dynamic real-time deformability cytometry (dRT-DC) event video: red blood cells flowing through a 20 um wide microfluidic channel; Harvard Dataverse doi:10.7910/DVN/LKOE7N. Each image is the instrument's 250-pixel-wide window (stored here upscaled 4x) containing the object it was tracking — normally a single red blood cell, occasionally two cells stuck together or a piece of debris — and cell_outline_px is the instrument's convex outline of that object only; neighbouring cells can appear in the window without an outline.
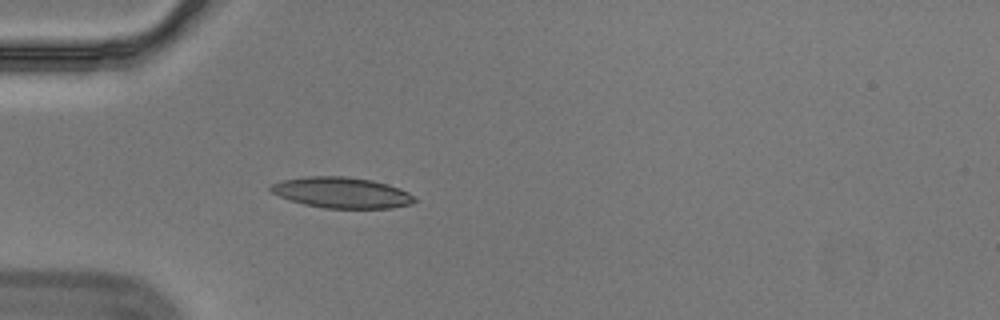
{"species": "Egyptian fruit bat (a non-hibernating species)", "species_latin": "Rousettus aegyptiacus", "temperature_condition": "cold", "stored_images_in_passage": 41, "camera_frame_rate_fps": 3000, "um_per_image_px": 0.085, "animal": {"sex": "male"}, "frame": {"image": 1, "passage_image": 1, "time_ms": 0.0, "image_size_px": [1000, 320], "cell_outline_px": [[416, 200], [412, 204], [392, 208], [324, 208], [304, 204], [280, 196], [272, 192], [268, 188], [272, 184], [284, 180], [308, 176], [344, 176], [372, 180], [388, 184], [400, 188], [408, 192]], "centroid_in_image_um": [29.07, 16.37], "position_along_channel_um": 55.9, "area_um2": 25.66}}
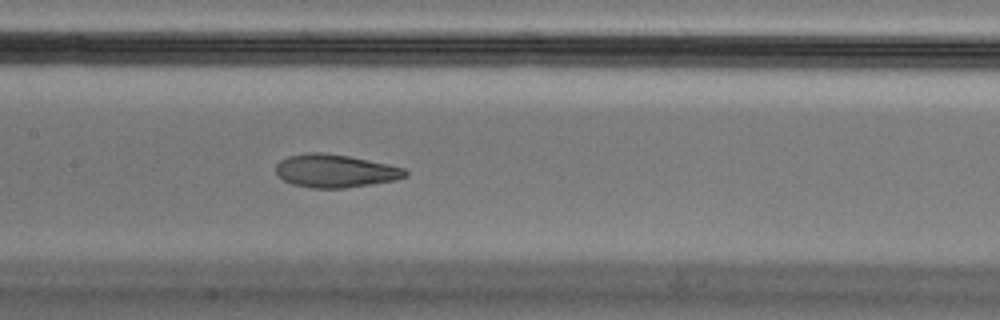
{"frame": {"image": 2, "passage_image": 12, "time_ms": 3.667, "image_size_px": [1000, 320], "cell_outline_px": [[408, 176], [396, 180], [344, 188], [312, 188], [292, 184], [284, 180], [276, 172], [276, 164], [280, 160], [288, 156], [304, 152], [324, 152], [348, 156], [388, 164], [404, 168], [408, 172]], "centroid_in_image_um": [28.49, 14.52], "position_along_channel_um": 178.9, "area_um2": 24.97}}
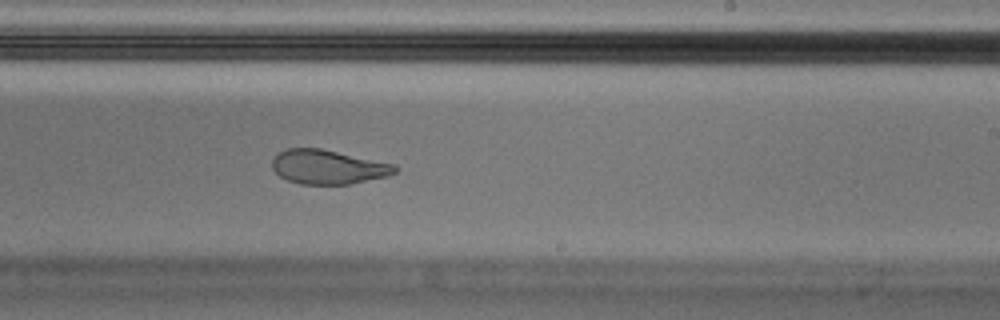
{"frame": {"image": 3, "passage_image": 19, "time_ms": 6.0, "image_size_px": [1000, 320], "cell_outline_px": [[396, 172], [388, 176], [348, 184], [300, 184], [288, 180], [280, 176], [272, 168], [272, 160], [276, 152], [288, 148], [320, 148], [396, 164]], "centroid_in_image_um": [27.86, 14.18], "position_along_channel_um": 261.1, "area_um2": 24.51}, "authors_computed_cell_mechanics": {"area_um2": 25.8944, "velocity_mm_per_s": 3.5431, "shape_relaxation_time_tau1_ms": null, "shape_relaxation_time_tau2_ms": 1.3628, "deformation_change_tau1": null, "deformation_change_tau2": 0.0733}}